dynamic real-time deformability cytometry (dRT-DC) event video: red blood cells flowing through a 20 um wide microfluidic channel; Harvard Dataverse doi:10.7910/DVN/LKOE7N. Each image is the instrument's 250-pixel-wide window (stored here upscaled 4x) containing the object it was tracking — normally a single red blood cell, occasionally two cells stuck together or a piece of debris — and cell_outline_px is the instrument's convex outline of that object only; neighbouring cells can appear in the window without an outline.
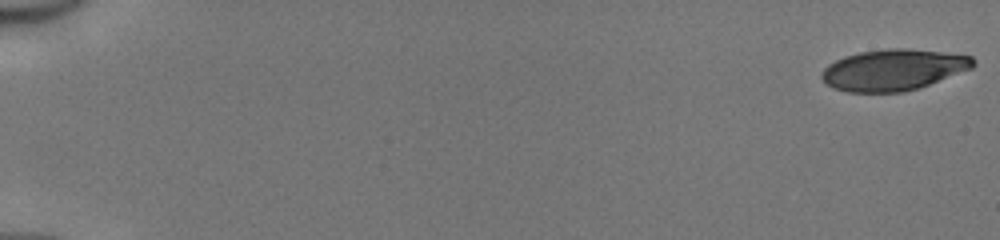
{"species": "human", "species_latin": "Homo sapiens", "temperature_condition": "cold", "stored_images_in_passage": 51, "camera_frame_rate_fps": 3000, "um_per_image_px": 0.085, "donor": {"sex": "male"}, "frame": {"image": 1, "passage_image": 1, "time_ms": 0.0, "image_size_px": [1000, 240], "cell_outline_px": [[976, 64], [972, 68], [920, 88], [904, 92], [848, 92], [832, 88], [820, 76], [824, 68], [828, 64], [844, 56], [860, 52], [888, 48], [908, 48], [972, 56], [976, 60]], "centroid_in_image_um": [75.94, 5.94], "position_along_channel_um": 9.1, "area_um2": 36.41}}
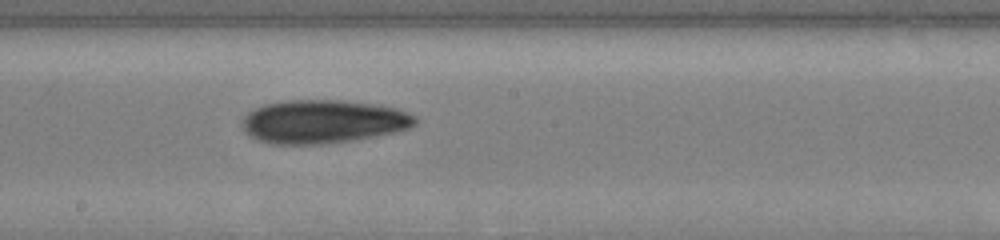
{"frame": {"image": 2, "passage_image": 30, "time_ms": 9.667, "image_size_px": [1000, 240], "cell_outline_px": [[416, 124], [408, 128], [392, 132], [372, 136], [348, 140], [320, 144], [272, 144], [256, 140], [244, 132], [240, 124], [240, 120], [248, 112], [264, 104], [288, 100], [340, 100], [380, 104], [396, 108], [408, 112], [416, 116]], "centroid_in_image_um": [27.41, 10.32], "position_along_channel_um": 220.8, "area_um2": 43.87}}
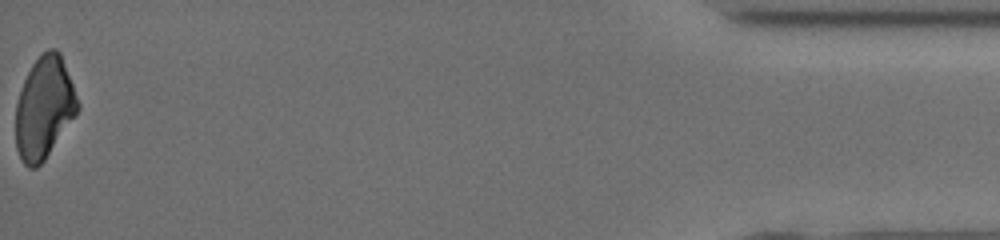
{"frame": {"image": 3, "passage_image": 51, "time_ms": 16.667, "image_size_px": [1000, 240], "cell_outline_px": [[80, 108], [44, 160], [36, 168], [28, 168], [24, 164], [16, 148], [16, 104], [24, 80], [32, 64], [48, 48], [56, 48], [60, 52], [80, 104]], "centroid_in_image_um": [3.75, 9.16], "position_along_channel_um": 431.4, "area_um2": 36.41}, "authors_computed_cell_mechanics": {"area_um2": 39.6508, "velocity_mm_per_s": 4.1736, "shape_relaxation_time_tau1_ms": 3.1888, "shape_relaxation_time_tau2_ms": null, "deformation_change_tau1": 0.1145, "deformation_change_tau2": null}}